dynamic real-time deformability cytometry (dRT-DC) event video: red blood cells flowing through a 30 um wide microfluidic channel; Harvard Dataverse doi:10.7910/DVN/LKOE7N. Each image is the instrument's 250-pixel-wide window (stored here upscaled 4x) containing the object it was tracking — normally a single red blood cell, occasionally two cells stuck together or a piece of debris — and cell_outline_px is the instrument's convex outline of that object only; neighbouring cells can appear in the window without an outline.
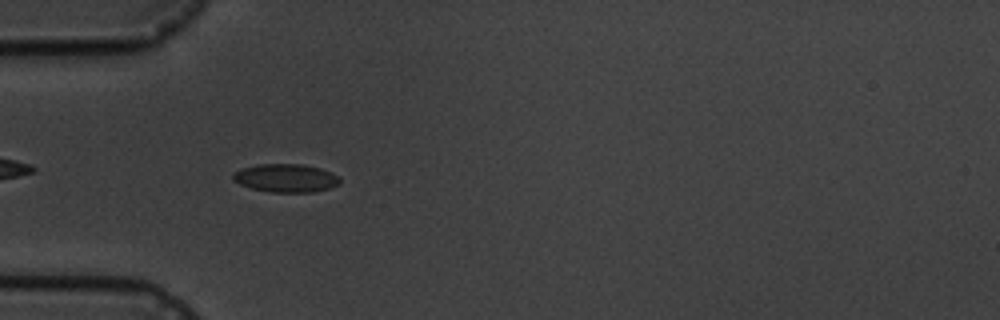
{"species": "common noctule bat (a hibernating species)", "species_latin": "Nyctalus noctula", "temperature_condition": "cold", "stored_images_in_passage": 5, "camera_frame_rate_fps": 3000, "um_per_image_px": 0.085, "animal": {"sex": "male", "body_mass_g": 19.5, "forearm_length_mm": 54.6}, "frame": {"image": 1, "passage_image": 4, "time_ms": 3.667, "image_size_px": [1000, 320], "cell_outline_px": [[340, 184], [328, 188], [312, 192], [272, 192], [252, 188], [240, 184], [232, 180], [232, 172], [256, 164], [304, 164], [320, 168], [332, 172], [340, 180]], "centroid_in_image_um": [24.28, 15.12], "position_along_channel_um": 60.7, "area_um2": 17.57}}
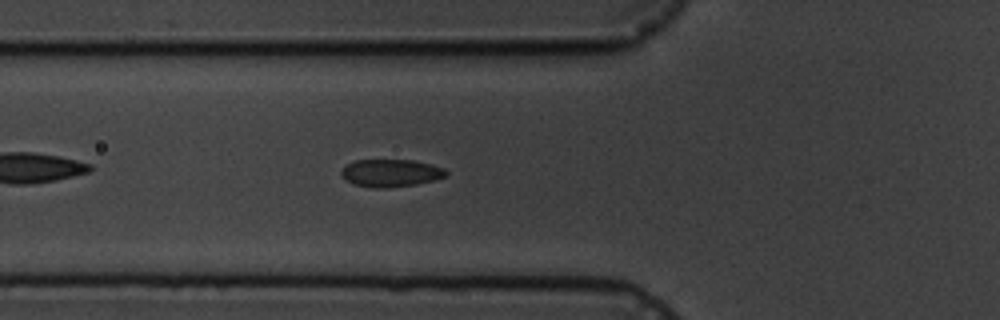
{"frame": {"image": 2, "passage_image": 5, "time_ms": 4.667, "image_size_px": [1000, 320], "cell_outline_px": [[448, 176], [416, 184], [384, 188], [376, 188], [356, 184], [348, 180], [340, 172], [348, 164], [356, 160], [412, 160], [432, 164], [444, 168], [448, 172]], "centroid_in_image_um": [33.28, 14.69], "position_along_channel_um": 92.5, "area_um2": 16.53}}